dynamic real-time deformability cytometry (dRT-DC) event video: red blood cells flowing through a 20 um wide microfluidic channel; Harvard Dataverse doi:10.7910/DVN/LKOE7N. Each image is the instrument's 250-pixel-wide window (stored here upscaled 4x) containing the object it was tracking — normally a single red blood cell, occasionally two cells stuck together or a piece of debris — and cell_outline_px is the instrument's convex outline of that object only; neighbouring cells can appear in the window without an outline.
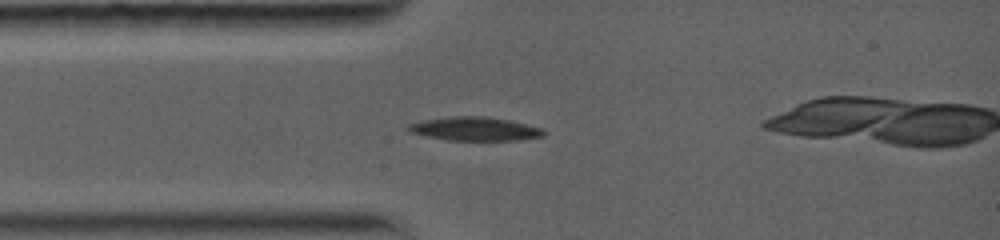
{"species": "common noctule bat (a hibernating species)", "species_latin": "Nyctalus noctula", "temperature_condition": "warm", "stored_images_in_passage": 10, "camera_frame_rate_fps": 5000, "um_per_image_px": 0.085, "animal": {"sex": "female", "body_mass_g": 19.0, "forearm_length_mm": 56.7}, "frame": {"image": 1, "passage_image": 4, "time_ms": 2.8, "image_size_px": [1000, 240], "cell_outline_px": [[544, 136], [516, 140], [448, 140], [408, 132], [404, 128], [408, 124], [420, 120], [448, 116], [484, 116], [508, 120], [544, 128]], "centroid_in_image_um": [40.3, 10.94], "position_along_channel_um": 44.7, "area_um2": 18.79}}
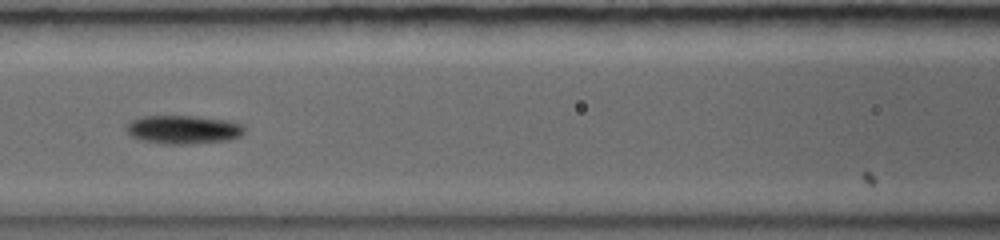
{"frame": {"image": 2, "passage_image": 7, "time_ms": 5.6, "image_size_px": [1000, 240], "cell_outline_px": [[244, 132], [240, 136], [228, 140], [192, 144], [164, 144], [144, 140], [132, 136], [128, 132], [128, 124], [132, 120], [140, 116], [196, 116], [228, 120], [244, 124]], "centroid_in_image_um": [15.64, 11.01], "position_along_channel_um": 151.0, "area_um2": 19.59}}
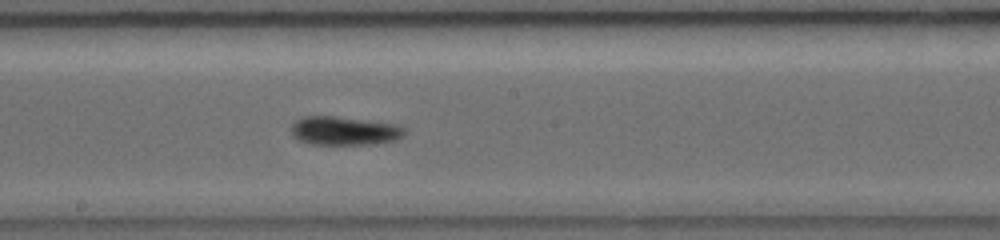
{"frame": {"image": 3, "passage_image": 9, "time_ms": 7.4, "image_size_px": [1000, 240], "cell_outline_px": [[404, 136], [396, 140], [372, 144], [312, 144], [296, 140], [292, 136], [292, 124], [296, 120], [304, 116], [336, 116], [368, 120], [396, 124], [404, 128]], "centroid_in_image_um": [29.25, 11.12], "position_along_channel_um": 219.0, "area_um2": 19.02}}